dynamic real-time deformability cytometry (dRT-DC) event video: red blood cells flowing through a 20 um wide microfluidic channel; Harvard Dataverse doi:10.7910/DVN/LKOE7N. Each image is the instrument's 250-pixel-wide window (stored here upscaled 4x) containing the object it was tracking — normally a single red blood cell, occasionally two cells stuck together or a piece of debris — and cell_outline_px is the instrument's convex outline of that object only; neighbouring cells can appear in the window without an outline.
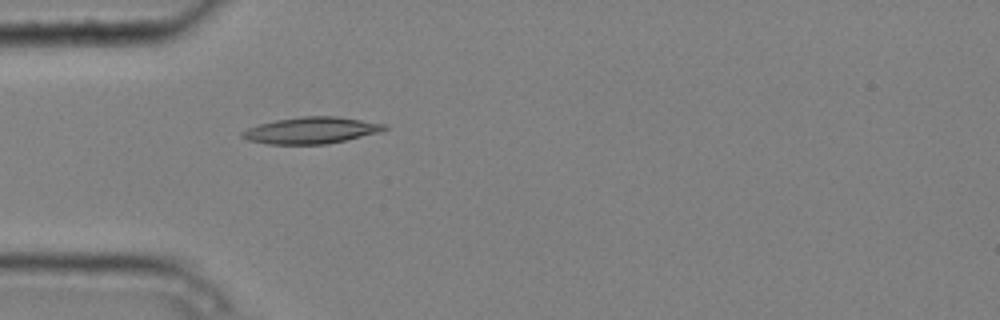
{"species": "common noctule bat (a hibernating species)", "species_latin": "Nyctalus noctula", "temperature_condition": "cold", "stored_images_in_passage": 4, "camera_frame_rate_fps": 3000, "um_per_image_px": 0.085, "animal": {"sex": "male", "body_mass_g": 20.4}, "frame": {"image": 1, "passage_image": 4, "time_ms": 1.0, "image_size_px": [1000, 320], "cell_outline_px": [[388, 128], [380, 132], [328, 144], [268, 144], [248, 140], [240, 136], [240, 132], [248, 128], [260, 124], [276, 120], [304, 116], [336, 116], [388, 124]], "centroid_in_image_um": [26.47, 11.08], "position_along_channel_um": 58.5, "area_um2": 21.96}}